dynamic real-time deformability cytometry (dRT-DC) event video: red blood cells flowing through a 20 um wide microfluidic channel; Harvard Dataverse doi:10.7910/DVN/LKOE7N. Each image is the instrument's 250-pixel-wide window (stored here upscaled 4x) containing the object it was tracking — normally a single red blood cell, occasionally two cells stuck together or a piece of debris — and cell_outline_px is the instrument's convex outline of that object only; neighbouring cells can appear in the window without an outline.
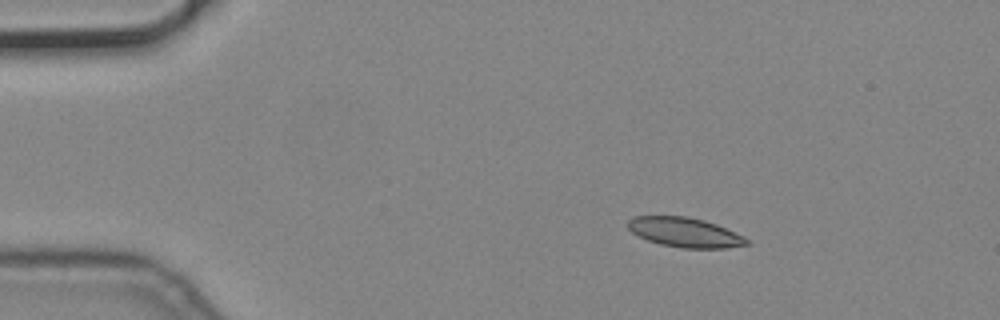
{"species": "common noctule bat (a hibernating species)", "species_latin": "Nyctalus noctula", "temperature_condition": "cold", "stored_images_in_passage": 4, "camera_frame_rate_fps": 3000, "um_per_image_px": 0.085, "animal": {"sex": "male", "body_mass_g": 19.2, "forearm_length_mm": 51.8}, "frame": {"image": 1, "passage_image": 2, "time_ms": 0.333, "image_size_px": [1000, 320], "cell_outline_px": [[752, 244], [724, 248], [684, 248], [660, 244], [648, 240], [632, 232], [628, 228], [628, 220], [632, 216], [688, 216], [704, 220], [716, 224], [744, 236], [752, 240]], "centroid_in_image_um": [58.26, 19.75], "position_along_channel_um": 26.7, "area_um2": 20.58}}
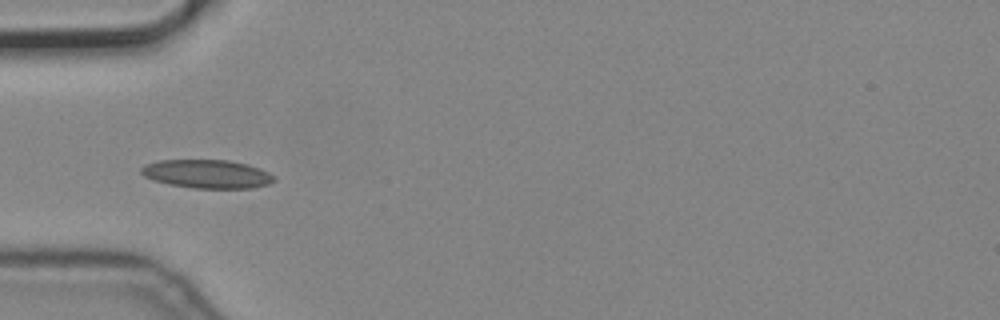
{"frame": {"image": 2, "passage_image": 4, "time_ms": 1.0, "image_size_px": [1000, 320], "cell_outline_px": [[276, 180], [268, 184], [252, 188], [192, 188], [168, 184], [152, 180], [144, 176], [140, 172], [140, 168], [144, 164], [160, 160], [228, 160], [248, 164], [260, 168], [276, 176]], "centroid_in_image_um": [17.6, 14.78], "position_along_channel_um": 67.4, "area_um2": 22.31}}